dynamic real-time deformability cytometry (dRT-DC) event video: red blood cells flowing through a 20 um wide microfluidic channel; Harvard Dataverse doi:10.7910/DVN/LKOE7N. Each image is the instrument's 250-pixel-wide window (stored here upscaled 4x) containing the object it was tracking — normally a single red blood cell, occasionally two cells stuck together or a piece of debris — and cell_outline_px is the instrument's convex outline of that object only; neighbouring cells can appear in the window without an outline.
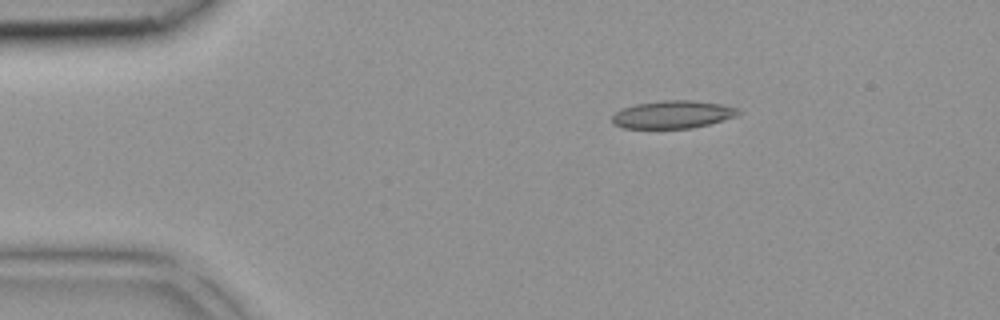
{"species": "common noctule bat (a hibernating species)", "species_latin": "Nyctalus noctula", "temperature_condition": "room temperature", "stored_images_in_passage": 35, "camera_frame_rate_fps": 3000, "um_per_image_px": 0.085, "animal": {"sex": "female", "body_mass_g": 18.4}, "frame": {"image": 1, "passage_image": 1, "time_ms": 0.0, "image_size_px": [1000, 320], "cell_outline_px": [[740, 112], [736, 116], [724, 120], [692, 128], [624, 128], [612, 124], [612, 116], [620, 108], [636, 104], [664, 100], [692, 100], [720, 104], [736, 108]], "centroid_in_image_um": [57.14, 9.73], "position_along_channel_um": 27.9, "area_um2": 20.35}}
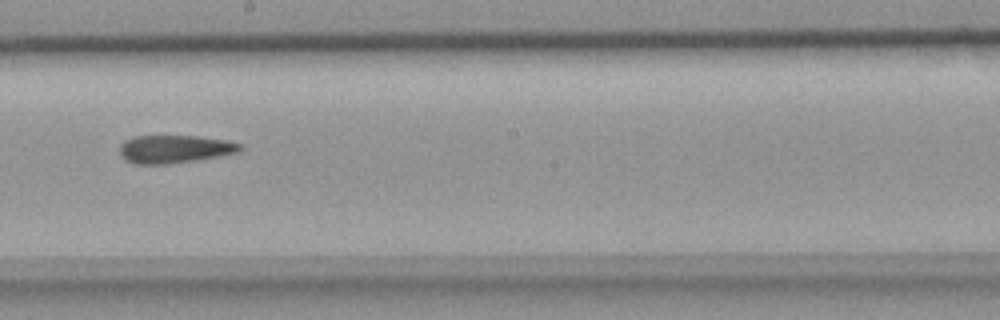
{"frame": {"image": 2, "passage_image": 17, "time_ms": 5.333, "image_size_px": [1000, 320], "cell_outline_px": [[244, 148], [236, 152], [216, 156], [168, 164], [136, 164], [124, 160], [120, 152], [120, 144], [124, 140], [132, 136], [196, 136], [228, 140], [240, 144]], "centroid_in_image_um": [14.78, 12.66], "position_along_channel_um": 233.4, "area_um2": 19.48}}
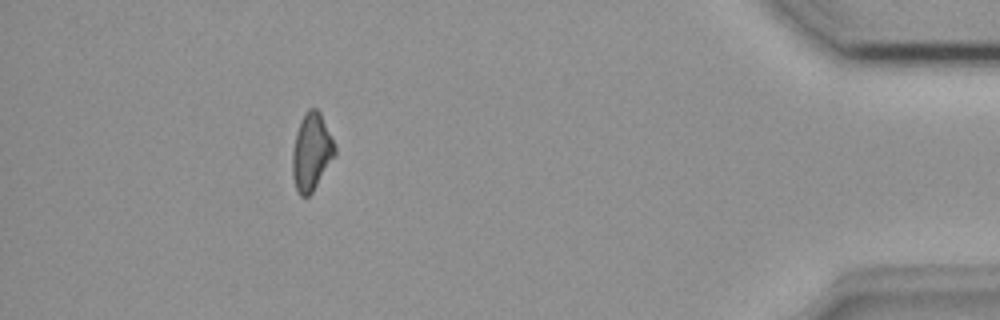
{"frame": {"image": 3, "passage_image": 31, "time_ms": 10.0, "image_size_px": [1000, 320], "cell_outline_px": [[336, 156], [312, 192], [308, 196], [300, 196], [296, 188], [292, 176], [292, 152], [296, 132], [308, 108], [316, 108], [320, 112], [336, 148]], "centroid_in_image_um": [26.48, 12.94], "position_along_channel_um": 408.7, "area_um2": 18.96}}